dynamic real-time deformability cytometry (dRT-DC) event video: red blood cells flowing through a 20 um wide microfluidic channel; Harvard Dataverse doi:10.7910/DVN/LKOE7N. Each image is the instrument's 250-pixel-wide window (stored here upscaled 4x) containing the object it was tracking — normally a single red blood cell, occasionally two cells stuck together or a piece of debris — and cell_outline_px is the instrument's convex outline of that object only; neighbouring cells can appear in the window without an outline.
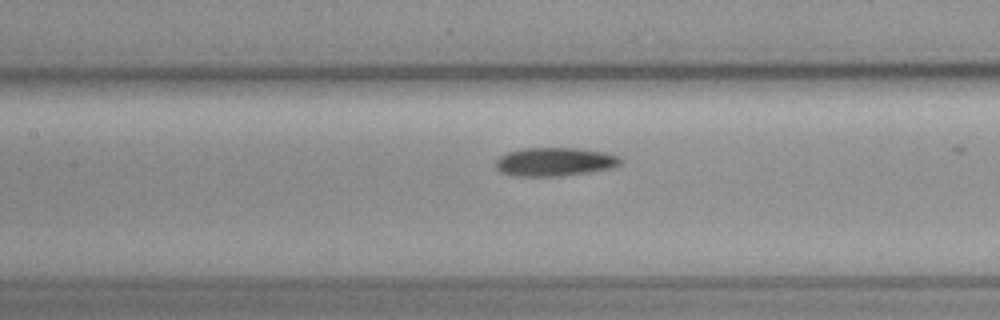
{"species": "common noctule bat (a hibernating species)", "species_latin": "Nyctalus noctula", "temperature_condition": "cold", "stored_images_in_passage": 14, "camera_frame_rate_fps": 3000, "um_per_image_px": 0.085, "animal": {"sex": "female", "body_mass_g": 19.3, "forearm_length_mm": 54.1}, "frame": {"image": 1, "passage_image": 12, "time_ms": 3.667, "image_size_px": [1000, 320], "cell_outline_px": [[624, 160], [620, 164], [612, 168], [592, 172], [564, 176], [512, 176], [500, 172], [496, 168], [496, 160], [500, 156], [508, 152], [524, 148], [580, 148], [604, 152], [620, 156]], "centroid_in_image_um": [47.19, 13.76], "position_along_channel_um": 160.2, "area_um2": 21.1}}